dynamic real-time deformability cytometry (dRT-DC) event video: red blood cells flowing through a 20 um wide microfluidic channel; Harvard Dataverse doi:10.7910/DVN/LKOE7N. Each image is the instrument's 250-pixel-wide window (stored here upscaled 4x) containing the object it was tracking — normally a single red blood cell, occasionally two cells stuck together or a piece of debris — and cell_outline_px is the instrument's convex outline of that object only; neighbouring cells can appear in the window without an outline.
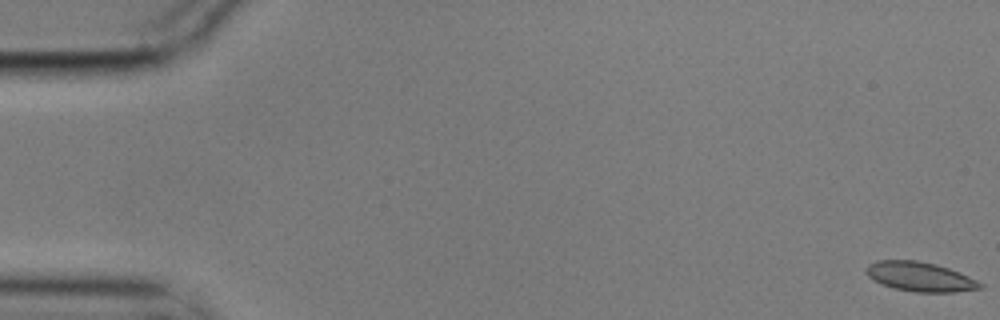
{"species": "common noctule bat (a hibernating species)", "species_latin": "Nyctalus noctula", "temperature_condition": "cold", "stored_images_in_passage": 11, "camera_frame_rate_fps": 3000, "um_per_image_px": 0.085, "animal": {"sex": "male", "body_mass_g": 17.9}, "frame": {"image": 1, "passage_image": 1, "time_ms": 0.0, "image_size_px": [1000, 320], "cell_outline_px": [[984, 288], [956, 292], [916, 292], [896, 288], [884, 284], [868, 276], [864, 272], [864, 268], [868, 264], [876, 260], [916, 260], [936, 264], [960, 272], [984, 284]], "centroid_in_image_um": [78.22, 23.51], "position_along_channel_um": 6.8, "area_um2": 19.54}}
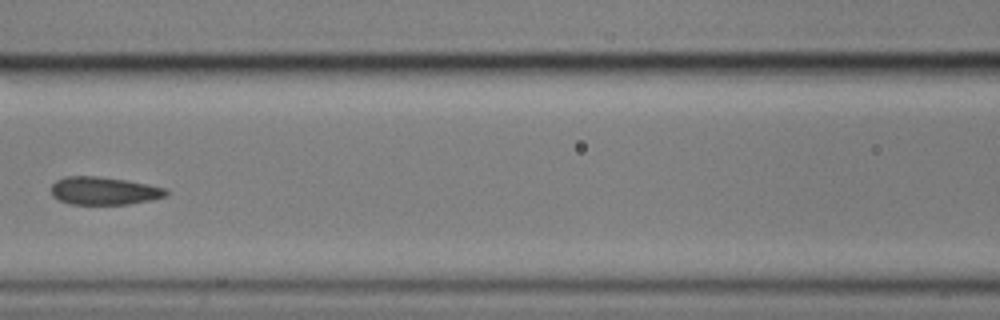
{"frame": {"image": 2, "passage_image": 7, "time_ms": 2.0, "image_size_px": [1000, 320], "cell_outline_px": [[168, 196], [152, 200], [128, 204], [72, 204], [60, 200], [52, 196], [52, 184], [56, 180], [64, 176], [96, 176], [124, 180], [164, 188], [168, 192]], "centroid_in_image_um": [8.82, 16.22], "position_along_channel_um": 157.8, "area_um2": 18.5}}
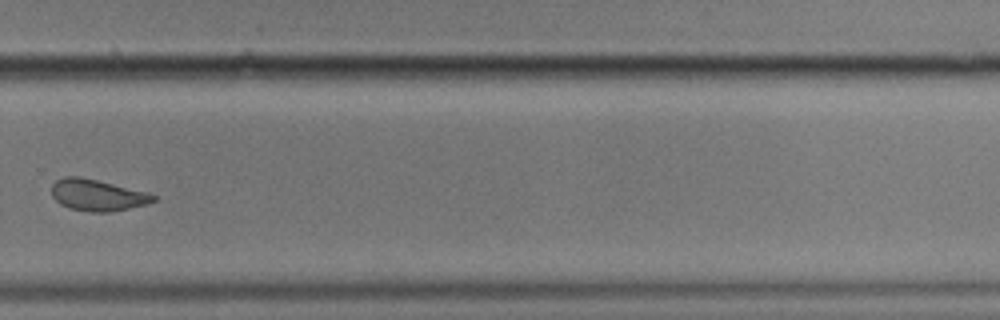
{"frame": {"image": 3, "passage_image": 11, "time_ms": 3.333, "image_size_px": [1000, 320], "cell_outline_px": [[156, 200], [148, 204], [112, 212], [92, 212], [68, 208], [60, 204], [52, 196], [52, 184], [56, 180], [64, 176], [80, 176], [148, 192], [156, 196]], "centroid_in_image_um": [8.28, 16.59], "position_along_channel_um": 321.5, "area_um2": 18.79}}